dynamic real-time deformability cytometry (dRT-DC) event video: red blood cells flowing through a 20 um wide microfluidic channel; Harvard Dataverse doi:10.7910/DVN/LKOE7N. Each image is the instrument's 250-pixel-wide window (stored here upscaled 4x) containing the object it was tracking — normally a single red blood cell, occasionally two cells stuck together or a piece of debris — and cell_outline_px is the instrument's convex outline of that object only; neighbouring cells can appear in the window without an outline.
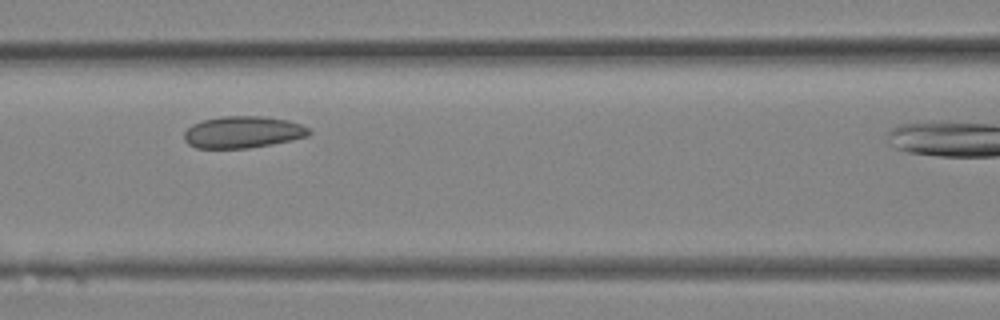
{"species": "Egyptian fruit bat (a non-hibernating species)", "species_latin": "Rousettus aegyptiacus", "temperature_condition": "room temperature", "stored_images_in_passage": 14, "camera_frame_rate_fps": 3000, "um_per_image_px": 0.085, "animal": {"sex": "female"}, "frame": {"image": 1, "passage_image": 10, "time_ms": 3.0, "image_size_px": [1000, 320], "cell_outline_px": [[312, 132], [308, 136], [292, 140], [272, 144], [248, 148], [196, 148], [188, 144], [184, 140], [184, 132], [192, 124], [204, 120], [220, 116], [264, 116], [288, 120], [300, 124], [308, 128]], "centroid_in_image_um": [20.64, 11.23], "position_along_channel_um": 146.0, "area_um2": 23.24}}
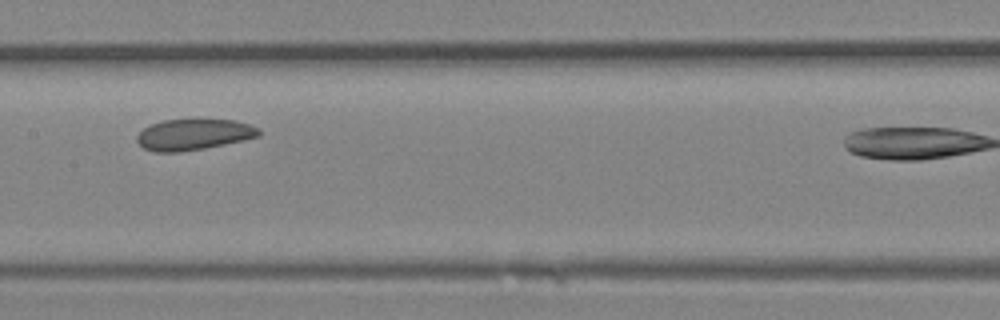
{"frame": {"image": 2, "passage_image": 12, "time_ms": 3.667, "image_size_px": [1000, 320], "cell_outline_px": [[260, 136], [244, 140], [204, 148], [180, 152], [156, 152], [144, 148], [136, 140], [136, 136], [148, 124], [164, 120], [236, 120], [260, 128]], "centroid_in_image_um": [16.46, 11.43], "position_along_channel_um": 190.9, "area_um2": 21.96}}